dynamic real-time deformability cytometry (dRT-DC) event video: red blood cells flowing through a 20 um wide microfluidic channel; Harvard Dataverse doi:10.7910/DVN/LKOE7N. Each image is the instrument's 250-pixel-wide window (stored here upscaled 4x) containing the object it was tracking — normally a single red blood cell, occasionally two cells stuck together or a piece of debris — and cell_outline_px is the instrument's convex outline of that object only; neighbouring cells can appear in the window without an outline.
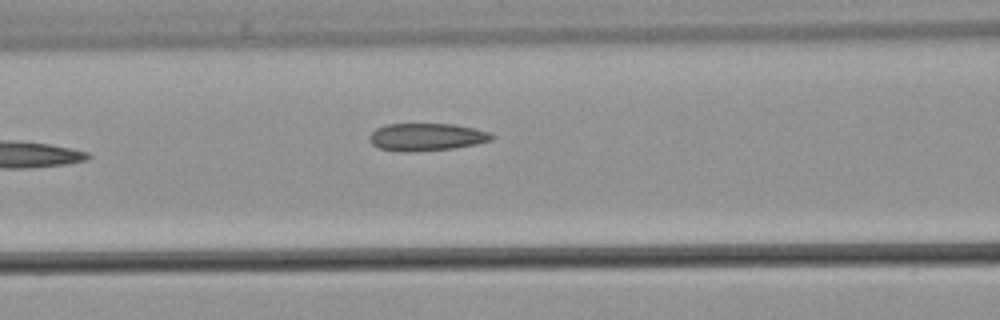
{"species": "common noctule bat (a hibernating species)", "species_latin": "Nyctalus noctula", "temperature_condition": "warm", "stored_images_in_passage": 4, "camera_frame_rate_fps": 3000, "um_per_image_px": 0.085, "animal": {"sex": "male", "body_mass_g": 21.5, "forearm_length_mm": 52.0}, "frame": {"image": 1, "passage_image": 4, "time_ms": 3.667, "image_size_px": [1000, 320], "cell_outline_px": [[496, 136], [492, 140], [476, 144], [456, 148], [412, 152], [400, 152], [380, 148], [372, 144], [368, 140], [368, 136], [376, 128], [388, 124], [456, 124], [476, 128], [488, 132]], "centroid_in_image_um": [36.26, 11.65], "position_along_channel_um": 130.3, "area_um2": 19.88}}